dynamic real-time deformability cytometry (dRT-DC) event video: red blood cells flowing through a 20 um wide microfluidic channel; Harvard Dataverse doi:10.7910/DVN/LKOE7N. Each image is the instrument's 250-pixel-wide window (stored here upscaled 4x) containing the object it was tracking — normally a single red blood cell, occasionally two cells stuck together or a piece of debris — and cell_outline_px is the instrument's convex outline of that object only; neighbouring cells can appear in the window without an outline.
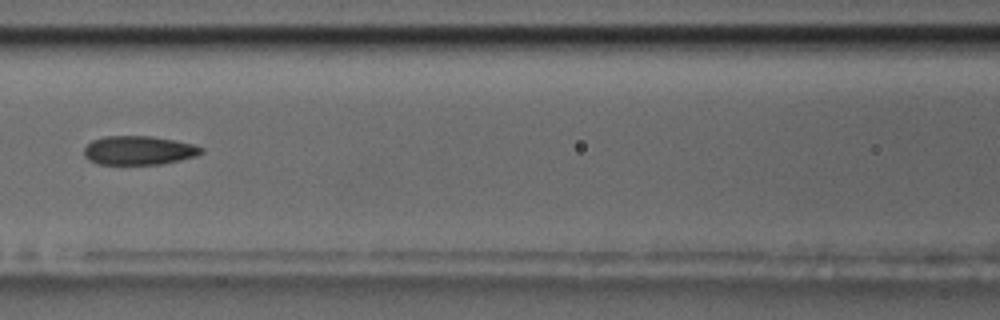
{"species": "common noctule bat (a hibernating species)", "species_latin": "Nyctalus noctula", "temperature_condition": "room temperature", "stored_images_in_passage": 16, "camera_frame_rate_fps": 3000, "um_per_image_px": 0.085, "animal": {"sex": "male", "body_mass_g": 17.5, "forearm_length_mm": 52.3}, "frame": {"image": 1, "passage_image": 7, "time_ms": 8.0, "image_size_px": [1000, 320], "cell_outline_px": [[204, 152], [196, 156], [180, 160], [160, 164], [100, 164], [88, 160], [84, 156], [84, 148], [92, 140], [104, 136], [152, 136], [192, 144], [204, 148]], "centroid_in_image_um": [11.78, 12.78], "position_along_channel_um": 154.8, "area_um2": 19.71}}
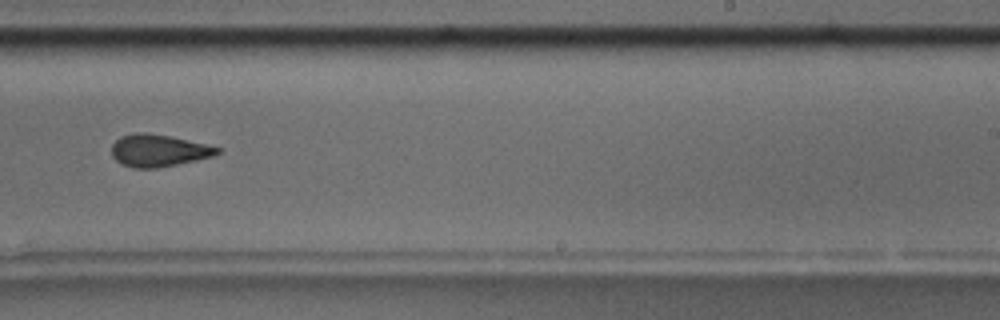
{"frame": {"image": 2, "passage_image": 10, "time_ms": 11.333, "image_size_px": [1000, 320], "cell_outline_px": [[220, 152], [212, 156], [196, 160], [156, 168], [132, 168], [120, 164], [112, 156], [112, 144], [120, 136], [132, 132], [144, 132], [168, 136], [204, 144], [220, 148]], "centroid_in_image_um": [13.4, 12.8], "position_along_channel_um": 275.6, "area_um2": 19.65}, "authors_computed_cell_mechanics": {"area_um2": 20.4323, "velocity_mm_per_s": 3.6353, "shape_relaxation_time_tau1_ms": 10.1723, "shape_relaxation_time_tau2_ms": 2.1426, "deformation_change_tau1": 0.2091, "deformation_change_tau2": 0.0773}}